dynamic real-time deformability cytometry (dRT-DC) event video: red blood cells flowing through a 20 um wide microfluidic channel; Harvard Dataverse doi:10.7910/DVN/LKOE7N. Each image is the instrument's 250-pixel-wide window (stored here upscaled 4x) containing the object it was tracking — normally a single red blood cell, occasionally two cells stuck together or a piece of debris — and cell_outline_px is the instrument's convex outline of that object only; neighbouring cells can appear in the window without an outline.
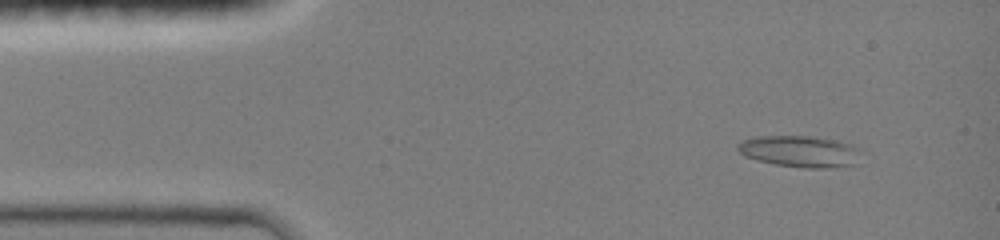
{"species": "common noctule bat (a hibernating species)", "species_latin": "Nyctalus noctula", "temperature_condition": "room temperature", "stored_images_in_passage": 12, "camera_frame_rate_fps": 3000, "um_per_image_px": 0.085, "animal": {"sex": "female", "body_mass_g": 19.0, "forearm_length_mm": 51.5}, "frame": {"image": 1, "passage_image": 2, "time_ms": 1.0, "image_size_px": [1000, 240], "cell_outline_px": [[852, 148], [848, 164], [824, 168], [808, 168], [776, 164], [744, 156], [736, 148], [744, 140], [764, 136], [804, 136], [832, 140], [844, 144]], "centroid_in_image_um": [67.73, 12.86], "position_along_channel_um": 17.3, "area_um2": 20.63}}
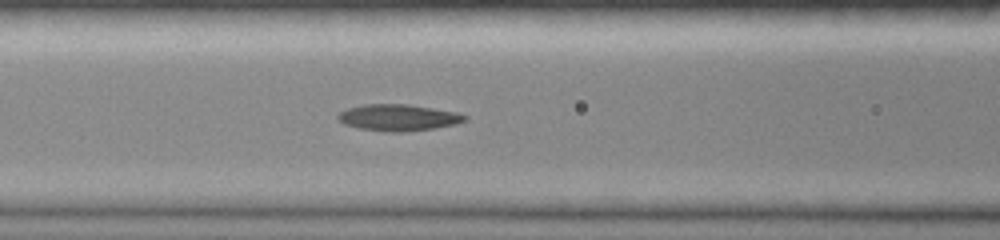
{"frame": {"image": 2, "passage_image": 8, "time_ms": 5.667, "image_size_px": [1000, 240], "cell_outline_px": [[468, 120], [456, 124], [432, 128], [400, 132], [388, 132], [360, 128], [344, 124], [336, 116], [340, 112], [348, 108], [364, 104], [408, 104], [456, 112], [468, 116]], "centroid_in_image_um": [33.87, 9.99], "position_along_channel_um": 132.7, "area_um2": 19.42}}
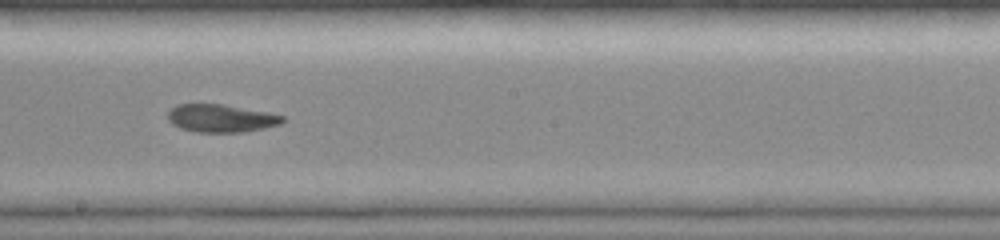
{"frame": {"image": 3, "passage_image": 11, "time_ms": 8.0, "image_size_px": [1000, 240], "cell_outline_px": [[288, 120], [280, 124], [264, 128], [244, 132], [196, 132], [180, 128], [172, 124], [168, 120], [168, 112], [176, 104], [224, 104], [268, 112], [284, 116]], "centroid_in_image_um": [18.81, 10.05], "position_along_channel_um": 229.4, "area_um2": 18.79}}